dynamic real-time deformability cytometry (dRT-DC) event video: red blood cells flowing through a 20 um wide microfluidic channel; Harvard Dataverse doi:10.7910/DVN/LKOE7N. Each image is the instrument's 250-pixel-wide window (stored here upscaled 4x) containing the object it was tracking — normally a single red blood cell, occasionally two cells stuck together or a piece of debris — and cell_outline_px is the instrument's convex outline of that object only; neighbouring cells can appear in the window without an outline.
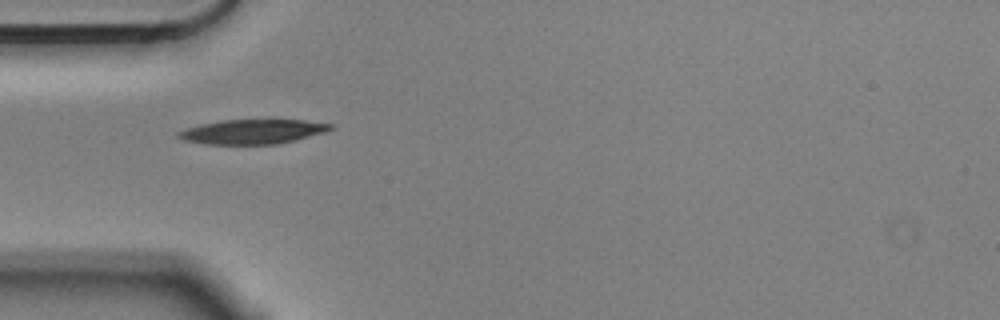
{"species": "Egyptian fruit bat (a non-hibernating species)", "species_latin": "Rousettus aegyptiacus", "temperature_condition": "cold", "stored_images_in_passage": 5, "camera_frame_rate_fps": 3000, "um_per_image_px": 0.085, "animal": {"sex": "male"}, "frame": {"image": 1, "passage_image": 4, "time_ms": 1.0, "image_size_px": [1000, 320], "cell_outline_px": [[336, 124], [328, 132], [296, 140], [276, 144], [204, 144], [184, 140], [176, 136], [176, 132], [200, 124], [220, 120], [304, 120]], "centroid_in_image_um": [21.51, 11.19], "position_along_channel_um": 63.5, "area_um2": 21.91}}
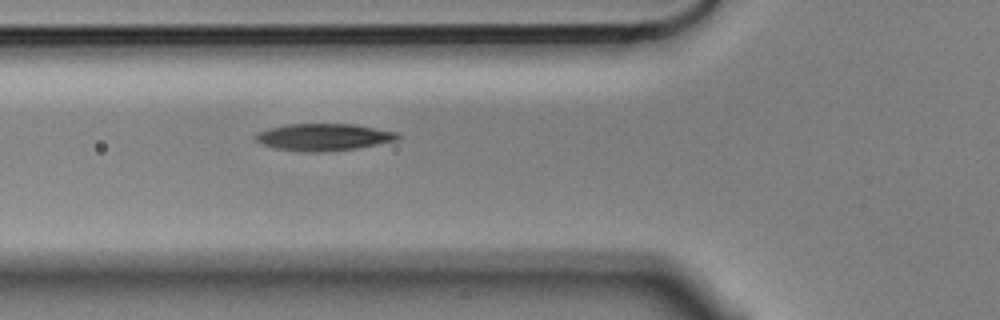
{"frame": {"image": 2, "passage_image": 5, "time_ms": 1.333, "image_size_px": [1000, 320], "cell_outline_px": [[400, 140], [356, 148], [320, 152], [312, 152], [276, 148], [260, 144], [252, 136], [256, 132], [268, 128], [288, 124], [352, 124], [396, 132], [400, 136]], "centroid_in_image_um": [27.47, 11.65], "position_along_channel_um": 98.3, "area_um2": 22.31}}